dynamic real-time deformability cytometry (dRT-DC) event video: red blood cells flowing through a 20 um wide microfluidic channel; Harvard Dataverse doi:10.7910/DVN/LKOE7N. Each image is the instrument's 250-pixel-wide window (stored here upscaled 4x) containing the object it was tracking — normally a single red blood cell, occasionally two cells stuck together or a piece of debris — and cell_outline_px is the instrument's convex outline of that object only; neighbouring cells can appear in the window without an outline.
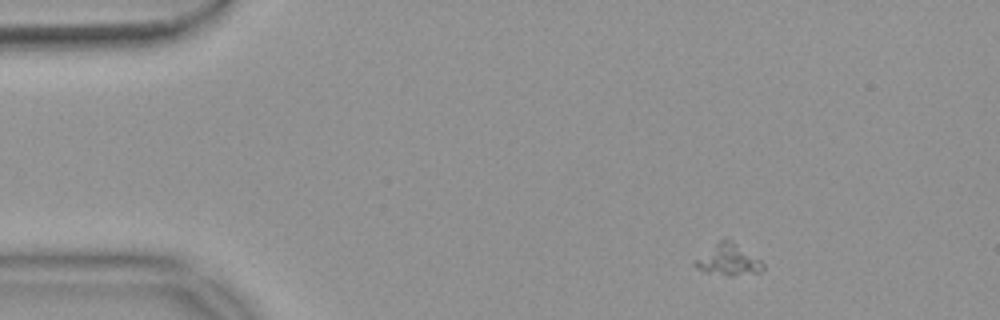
{"species": "common noctule bat (a hibernating species)", "species_latin": "Nyctalus noctula", "temperature_condition": "warm", "stored_images_in_passage": 49, "camera_frame_rate_fps": 3000, "um_per_image_px": 0.085, "animal": {"sex": "female", "body_mass_g": 18.4}, "frame": {"image": 1, "passage_image": 1, "time_ms": 0.0, "image_size_px": [1000, 320], "cell_outline_px": [[764, 268], [760, 272], [732, 276], [728, 276], [704, 272], [696, 268], [692, 264], [692, 260], [724, 236], [760, 260], [764, 264]], "centroid_in_image_um": [61.83, 22.09], "position_along_channel_um": 23.2, "area_um2": 12.6}}
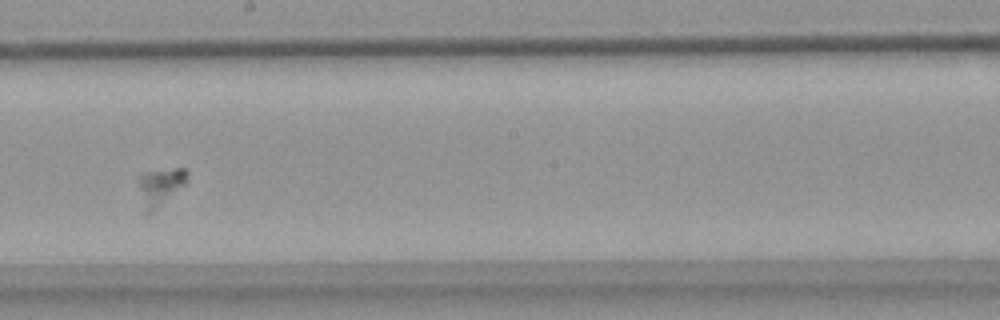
{"frame": {"image": 2, "passage_image": 25, "time_ms": 8.0, "image_size_px": [1000, 320], "cell_outline_px": [[188, 184], [152, 212], [144, 212], [140, 188], [140, 172], [176, 168], [184, 168], [188, 172]], "centroid_in_image_um": [13.69, 15.84], "position_along_channel_um": 234.5, "area_um2": 10.69}}
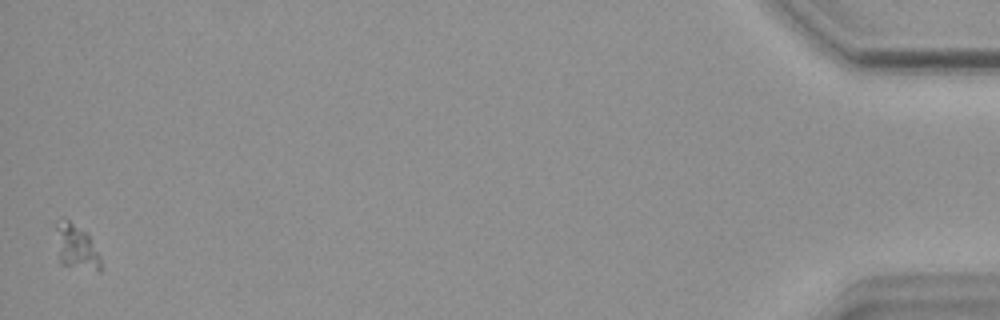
{"frame": {"image": 3, "passage_image": 49, "time_ms": 16.0, "image_size_px": [1000, 320], "cell_outline_px": [[100, 272], [60, 264], [56, 228], [56, 220], [68, 220], [88, 232], [100, 256]], "centroid_in_image_um": [6.5, 20.99], "position_along_channel_um": 428.7, "area_um2": 11.68}}